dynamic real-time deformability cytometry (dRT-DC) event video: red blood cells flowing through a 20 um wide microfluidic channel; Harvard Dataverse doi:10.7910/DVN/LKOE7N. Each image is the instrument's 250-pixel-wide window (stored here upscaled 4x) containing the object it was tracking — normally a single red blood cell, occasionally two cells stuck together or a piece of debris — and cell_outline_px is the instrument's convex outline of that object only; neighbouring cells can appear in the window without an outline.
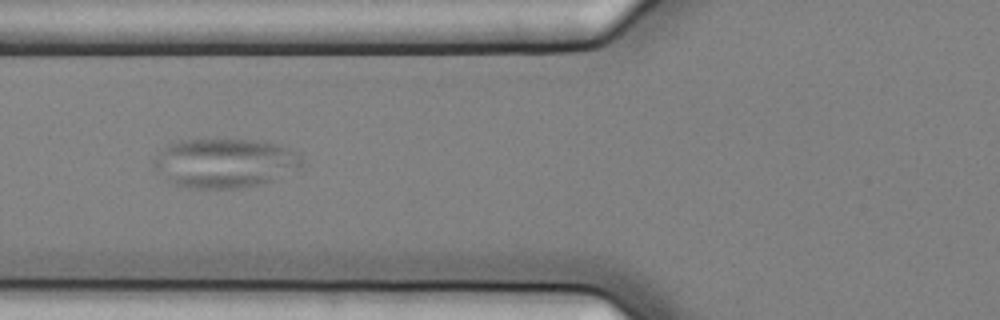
{"species": "common noctule bat (a hibernating species)", "species_latin": "Nyctalus noctula", "temperature_condition": "cold", "stored_images_in_passage": 6, "camera_frame_rate_fps": 3000, "um_per_image_px": 0.085, "animal": {"sex": "female", "body_mass_g": 25.1}, "frame": {"image": 1, "passage_image": 4, "time_ms": 1.0, "image_size_px": [1000, 320], "cell_outline_px": [[304, 160], [300, 168], [272, 180], [260, 184], [240, 188], [192, 188], [168, 184], [152, 164], [152, 160], [156, 152], [168, 144], [176, 140], [264, 140], [300, 152]], "centroid_in_image_um": [19.07, 13.85], "position_along_channel_um": 106.7, "area_um2": 43.12}}
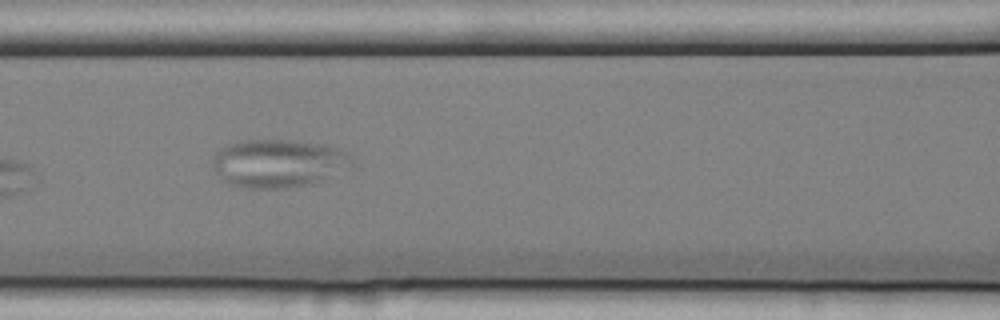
{"frame": {"image": 2, "passage_image": 5, "time_ms": 1.333, "image_size_px": [1000, 320], "cell_outline_px": [[352, 168], [316, 184], [288, 188], [248, 188], [228, 184], [212, 168], [212, 160], [216, 152], [220, 148], [228, 144], [244, 140], [296, 140], [328, 144], [340, 148], [348, 152], [352, 156]], "centroid_in_image_um": [23.74, 13.88], "position_along_channel_um": 142.9, "area_um2": 40.06}}